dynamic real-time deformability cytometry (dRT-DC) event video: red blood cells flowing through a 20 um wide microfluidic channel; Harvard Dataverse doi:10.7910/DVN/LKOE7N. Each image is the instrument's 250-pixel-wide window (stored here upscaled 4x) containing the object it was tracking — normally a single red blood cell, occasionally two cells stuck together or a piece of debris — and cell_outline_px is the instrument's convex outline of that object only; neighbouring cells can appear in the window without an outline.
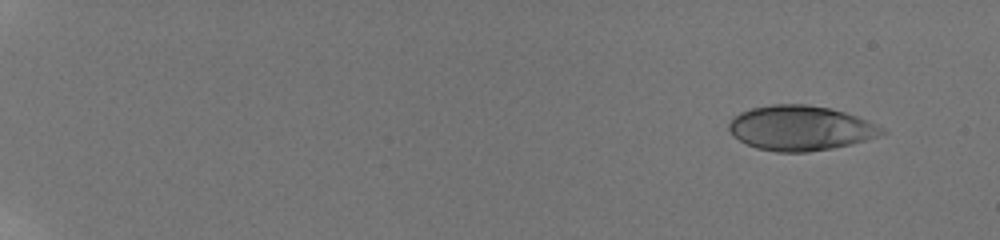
{"species": "human", "species_latin": "Homo sapiens", "temperature_condition": "room temperature", "stored_images_in_passage": 54, "camera_frame_rate_fps": 3000, "um_per_image_px": 0.085, "donor": {"sex": "male"}, "frame": {"image": 1, "passage_image": 1, "time_ms": 0.0, "image_size_px": [1000, 240], "cell_outline_px": [[888, 132], [864, 140], [832, 148], [808, 152], [776, 152], [756, 148], [732, 136], [728, 128], [728, 124], [740, 112], [752, 108], [772, 104], [808, 104], [832, 108], [868, 120], [884, 128]], "centroid_in_image_um": [68.03, 10.88], "position_along_channel_um": 17.0, "area_um2": 39.88}}
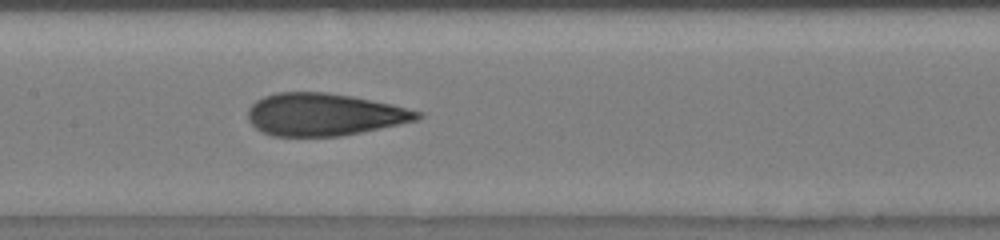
{"frame": {"image": 2, "passage_image": 29, "time_ms": 9.333, "image_size_px": [1000, 240], "cell_outline_px": [[424, 116], [420, 120], [340, 136], [272, 136], [256, 128], [248, 120], [248, 108], [256, 100], [264, 96], [280, 92], [328, 92], [352, 96], [392, 104], [424, 112]], "centroid_in_image_um": [27.59, 9.73], "position_along_channel_um": 179.8, "area_um2": 42.02}}
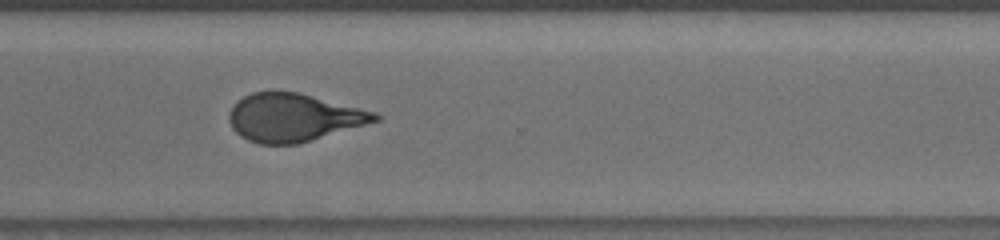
{"frame": {"image": 3, "passage_image": 42, "time_ms": 13.667, "image_size_px": [1000, 240], "cell_outline_px": [[380, 120], [296, 144], [260, 144], [248, 140], [240, 136], [232, 128], [228, 120], [228, 116], [232, 108], [244, 96], [252, 92], [300, 92], [376, 112], [380, 116]], "centroid_in_image_um": [24.94, 9.99], "position_along_channel_um": 345.7, "area_um2": 40.34}, "authors_computed_cell_mechanics": {"area_um2": 40.4022, "velocity_mm_per_s": 3.8358, "shape_relaxation_time_tau1_ms": 6.8782, "shape_relaxation_time_tau2_ms": 1.2175, "deformation_change_tau1": 0.2195, "deformation_change_tau2": 0.1046}}